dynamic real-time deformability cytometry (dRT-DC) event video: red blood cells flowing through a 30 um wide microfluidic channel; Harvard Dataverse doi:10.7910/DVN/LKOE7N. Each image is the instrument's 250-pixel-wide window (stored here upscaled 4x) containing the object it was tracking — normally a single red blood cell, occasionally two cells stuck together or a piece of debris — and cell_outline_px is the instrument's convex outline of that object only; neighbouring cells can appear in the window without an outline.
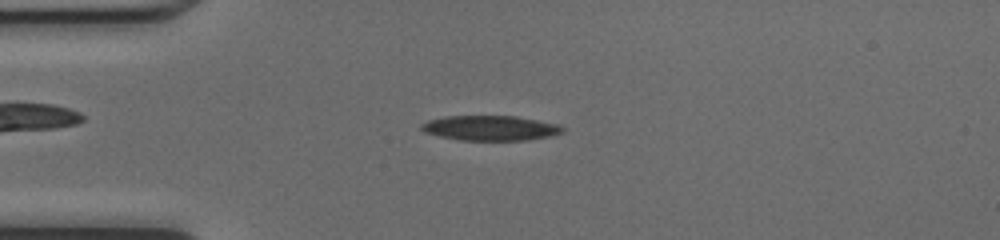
{"species": "common noctule bat (a hibernating species)", "species_latin": "Nyctalus noctula", "temperature_condition": "cold", "stored_images_in_passage": 47, "camera_frame_rate_fps": 3000, "um_per_image_px": 0.085, "animal": {"sex": "female", "body_mass_g": 17.0, "forearm_length_mm": 48.0}, "frame": {"image": 1, "passage_image": 11, "time_ms": 3.333, "image_size_px": [1000, 240], "cell_outline_px": [[564, 132], [548, 136], [528, 140], [460, 140], [440, 136], [424, 132], [420, 128], [420, 124], [428, 120], [444, 116], [516, 116], [556, 124], [564, 128]], "centroid_in_image_um": [41.64, 10.88], "position_along_channel_um": 43.4, "area_um2": 20.4}}
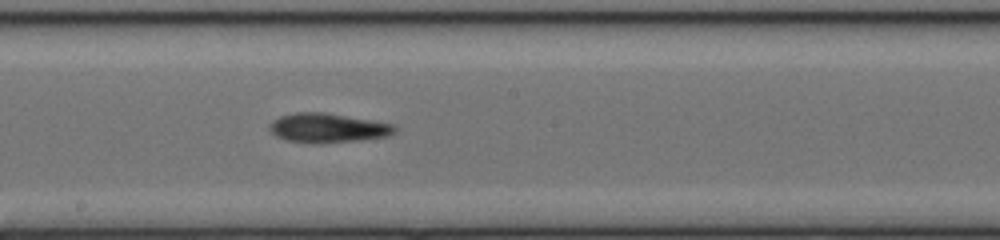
{"frame": {"image": 2, "passage_image": 25, "time_ms": 8.0, "image_size_px": [1000, 240], "cell_outline_px": [[396, 132], [388, 136], [356, 140], [284, 140], [276, 136], [268, 128], [268, 124], [272, 120], [280, 116], [296, 112], [324, 112], [396, 124]], "centroid_in_image_um": [27.87, 10.81], "position_along_channel_um": 220.3, "area_um2": 20.52}}
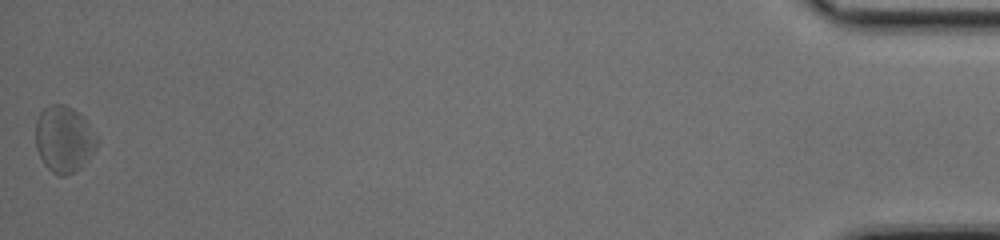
{"frame": {"image": 3, "passage_image": 47, "time_ms": 15.333, "image_size_px": [1000, 240], "cell_outline_px": [[100, 140], [96, 148], [84, 164], [80, 168], [64, 176], [60, 176], [52, 172], [44, 164], [36, 148], [36, 120], [40, 112], [48, 104], [64, 104], [72, 108], [84, 120]], "centroid_in_image_um": [5.42, 11.83], "position_along_channel_um": 429.8, "area_um2": 23.58}, "authors_computed_cell_mechanics": {"area_um2": 21.2126, "velocity_mm_per_s": 4.2595, "shape_relaxation_time_tau1_ms": 7.3719, "shape_relaxation_time_tau2_ms": 4.6124, "deformation_change_tau1": 0.1685, "deformation_change_tau2": 0.1631}}